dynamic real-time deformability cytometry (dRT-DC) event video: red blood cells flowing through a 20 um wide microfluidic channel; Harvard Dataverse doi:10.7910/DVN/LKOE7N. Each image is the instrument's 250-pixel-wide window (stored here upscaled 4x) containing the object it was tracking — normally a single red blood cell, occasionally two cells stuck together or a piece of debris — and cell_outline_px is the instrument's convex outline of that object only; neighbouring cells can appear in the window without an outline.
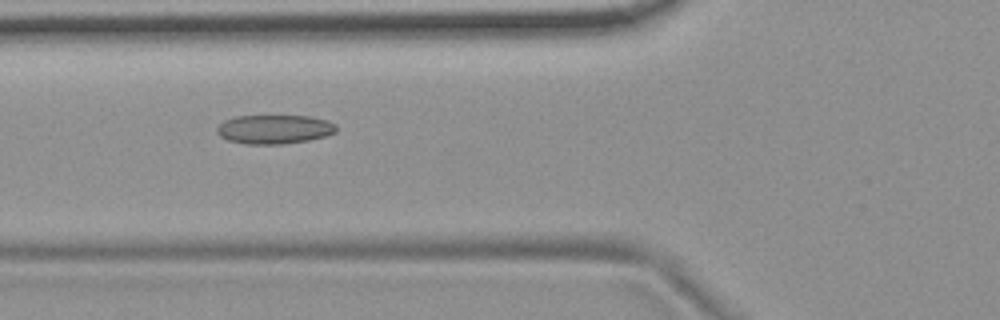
{"species": "common noctule bat (a hibernating species)", "species_latin": "Nyctalus noctula", "temperature_condition": "room temperature", "stored_images_in_passage": 10, "camera_frame_rate_fps": 3000, "um_per_image_px": 0.085, "animal": {"sex": "female", "body_mass_g": 19.9}, "frame": {"image": 1, "passage_image": 6, "time_ms": 1.667, "image_size_px": [1000, 320], "cell_outline_px": [[336, 132], [324, 136], [308, 140], [284, 144], [244, 144], [228, 140], [220, 136], [216, 132], [216, 128], [224, 120], [236, 116], [312, 116], [328, 120], [336, 124]], "centroid_in_image_um": [23.31, 10.98], "position_along_channel_um": 102.5, "area_um2": 20.29}}
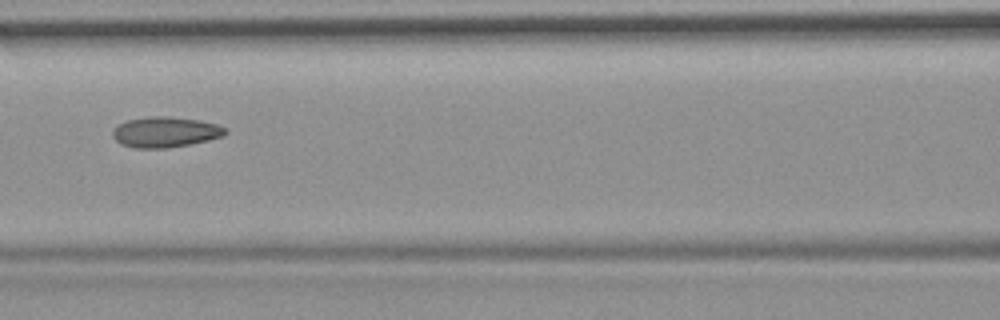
{"frame": {"image": 2, "passage_image": 7, "time_ms": 2.0, "image_size_px": [1000, 320], "cell_outline_px": [[228, 132], [224, 136], [208, 140], [168, 148], [132, 148], [120, 144], [112, 136], [112, 132], [120, 124], [128, 120], [148, 116], [168, 116], [200, 120], [216, 124], [224, 128]], "centroid_in_image_um": [14.04, 11.23], "position_along_channel_um": 152.6, "area_um2": 20.0}}